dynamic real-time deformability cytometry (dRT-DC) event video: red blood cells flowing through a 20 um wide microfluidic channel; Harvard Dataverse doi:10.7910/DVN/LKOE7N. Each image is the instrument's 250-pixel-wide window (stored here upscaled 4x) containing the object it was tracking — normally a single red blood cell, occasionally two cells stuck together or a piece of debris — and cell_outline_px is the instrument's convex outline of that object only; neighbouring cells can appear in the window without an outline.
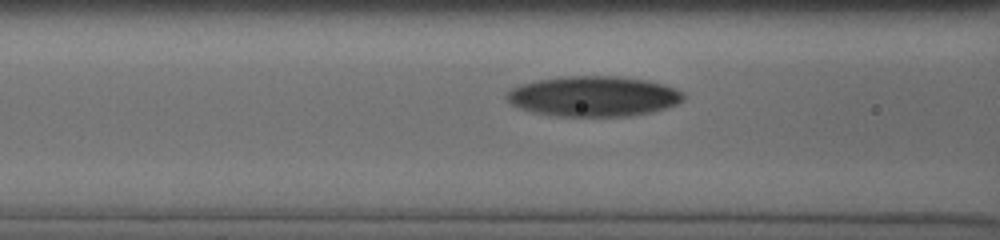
{"species": "human", "species_latin": "Homo sapiens", "temperature_condition": "cold", "stored_images_in_passage": 29, "camera_frame_rate_fps": 3000, "um_per_image_px": 0.085, "donor": {"sex": "male"}, "frame": {"image": 1, "passage_image": 7, "time_ms": 3.0, "image_size_px": [1000, 240], "cell_outline_px": [[684, 100], [676, 104], [652, 112], [624, 116], [556, 116], [536, 112], [520, 108], [512, 104], [508, 100], [508, 92], [512, 88], [520, 84], [536, 80], [560, 76], [620, 76], [648, 80], [664, 84], [684, 92]], "centroid_in_image_um": [50.48, 8.17], "position_along_channel_um": 116.1, "area_um2": 41.44}}
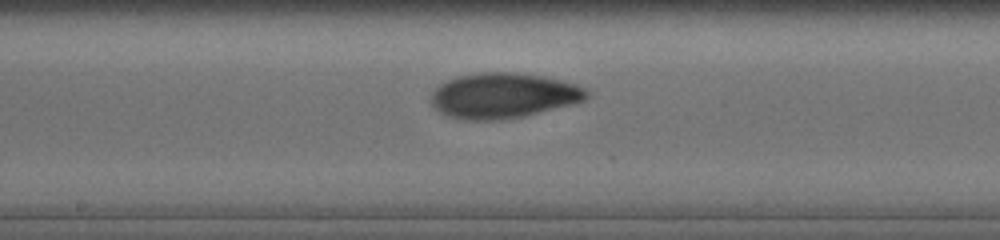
{"frame": {"image": 2, "passage_image": 12, "time_ms": 5.333, "image_size_px": [1000, 240], "cell_outline_px": [[588, 96], [584, 100], [576, 104], [520, 116], [500, 120], [468, 120], [448, 116], [440, 112], [432, 104], [432, 92], [440, 84], [456, 76], [480, 72], [516, 72], [544, 76], [576, 84], [584, 88], [588, 92]], "centroid_in_image_um": [42.79, 8.11], "position_along_channel_um": 205.4, "area_um2": 40.98}}
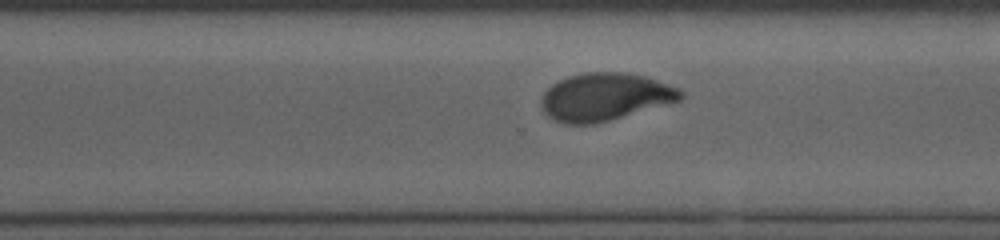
{"frame": {"image": 3, "passage_image": 25, "time_ms": 8.333, "image_size_px": [1000, 240], "cell_outline_px": [[684, 96], [680, 100], [608, 120], [592, 124], [564, 124], [548, 116], [544, 112], [540, 104], [540, 100], [544, 92], [552, 84], [568, 76], [584, 72], [624, 72], [644, 76], [680, 88], [684, 92]], "centroid_in_image_um": [51.39, 8.22], "position_along_channel_um": 319.2, "area_um2": 38.44}}